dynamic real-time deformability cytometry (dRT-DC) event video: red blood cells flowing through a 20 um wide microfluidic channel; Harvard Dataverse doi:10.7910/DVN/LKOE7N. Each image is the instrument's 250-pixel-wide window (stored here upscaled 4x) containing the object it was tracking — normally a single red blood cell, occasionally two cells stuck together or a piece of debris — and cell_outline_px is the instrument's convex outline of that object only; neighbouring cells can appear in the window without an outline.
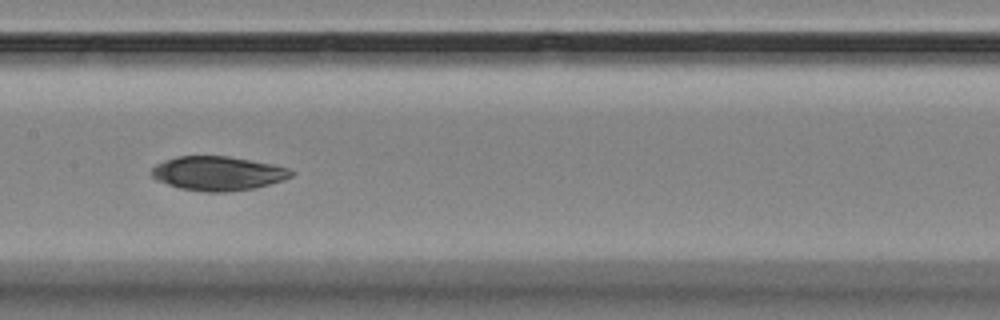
{"species": "Egyptian fruit bat (a non-hibernating species)", "species_latin": "Rousettus aegyptiacus", "temperature_condition": "room temperature", "stored_images_in_passage": 9, "camera_frame_rate_fps": 3000, "um_per_image_px": 0.085, "animal": {"sex": "female"}, "frame": {"image": 1, "passage_image": 7, "time_ms": 7.0, "image_size_px": [1000, 320], "cell_outline_px": [[296, 172], [292, 176], [268, 184], [252, 188], [224, 192], [204, 192], [180, 188], [156, 180], [152, 176], [152, 168], [156, 164], [164, 160], [176, 156], [228, 156], [288, 168]], "centroid_in_image_um": [18.47, 14.73], "position_along_channel_um": 188.9, "area_um2": 27.4}}
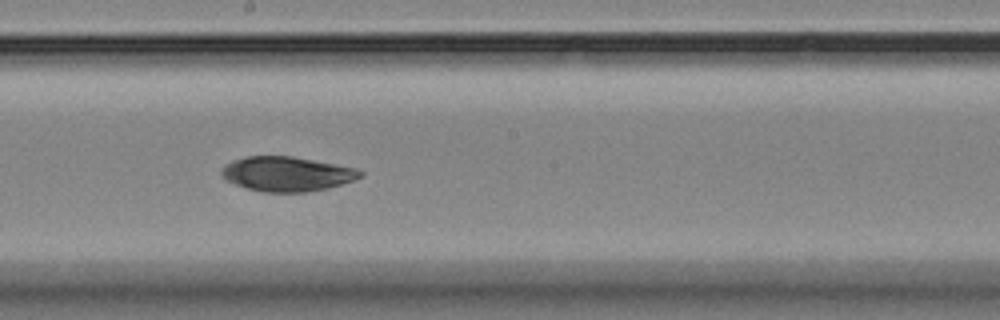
{"frame": {"image": 2, "passage_image": 8, "time_ms": 8.0, "image_size_px": [1000, 320], "cell_outline_px": [[364, 176], [328, 188], [308, 192], [264, 192], [248, 188], [236, 184], [228, 180], [220, 172], [224, 164], [232, 160], [248, 156], [292, 156], [356, 168], [364, 172]], "centroid_in_image_um": [24.39, 14.78], "position_along_channel_um": 223.8, "area_um2": 27.8}}
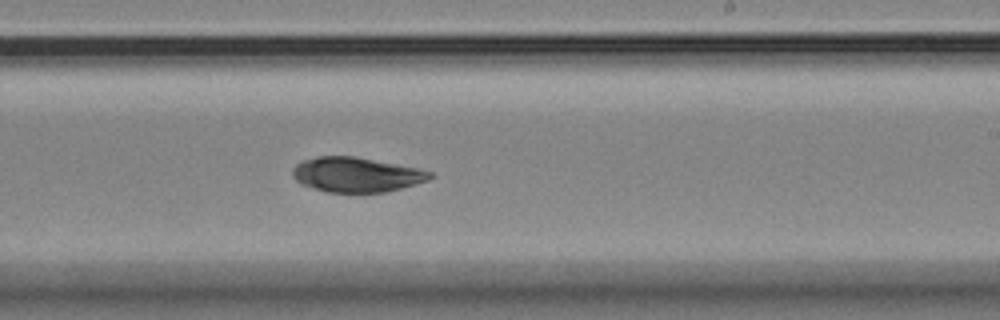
{"frame": {"image": 3, "passage_image": 9, "time_ms": 9.0, "image_size_px": [1000, 320], "cell_outline_px": [[436, 176], [428, 180], [416, 184], [384, 192], [328, 192], [312, 188], [300, 184], [292, 176], [292, 168], [300, 160], [316, 156], [356, 156], [416, 168], [432, 172]], "centroid_in_image_um": [30.25, 14.84], "position_along_channel_um": 258.8, "area_um2": 27.98}}